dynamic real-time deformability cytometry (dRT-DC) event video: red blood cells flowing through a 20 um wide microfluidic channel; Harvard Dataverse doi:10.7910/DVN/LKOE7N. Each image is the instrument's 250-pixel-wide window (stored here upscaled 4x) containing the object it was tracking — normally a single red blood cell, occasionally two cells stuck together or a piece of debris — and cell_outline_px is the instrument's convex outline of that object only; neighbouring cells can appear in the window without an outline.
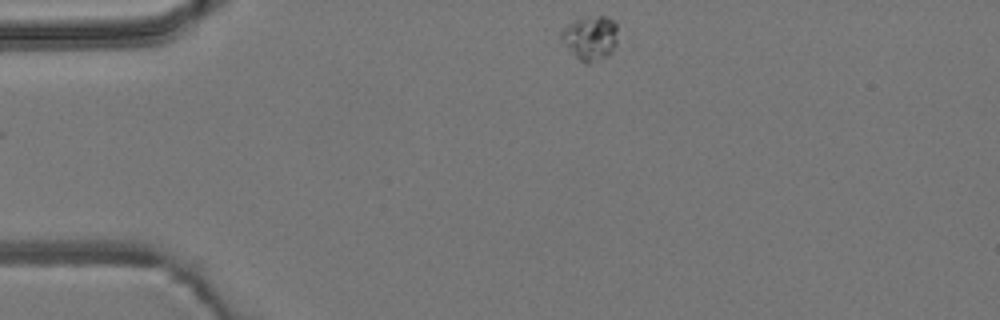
{"species": "common noctule bat (a hibernating species)", "species_latin": "Nyctalus noctula", "temperature_condition": "room temperature", "stored_images_in_passage": 4, "camera_frame_rate_fps": 3000, "um_per_image_px": 0.085, "animal": {"sex": "male", "body_mass_g": 19.2, "forearm_length_mm": 51.8}, "frame": {"image": 1, "passage_image": 4, "time_ms": 3.333, "image_size_px": [1000, 320], "cell_outline_px": [[616, 44], [612, 52], [608, 56], [588, 64], [584, 64], [560, 40], [560, 32], [568, 24], [576, 20], [596, 16], [604, 16], [612, 20], [616, 24]], "centroid_in_image_um": [50.17, 3.25], "position_along_channel_um": 34.8, "area_um2": 14.39}}